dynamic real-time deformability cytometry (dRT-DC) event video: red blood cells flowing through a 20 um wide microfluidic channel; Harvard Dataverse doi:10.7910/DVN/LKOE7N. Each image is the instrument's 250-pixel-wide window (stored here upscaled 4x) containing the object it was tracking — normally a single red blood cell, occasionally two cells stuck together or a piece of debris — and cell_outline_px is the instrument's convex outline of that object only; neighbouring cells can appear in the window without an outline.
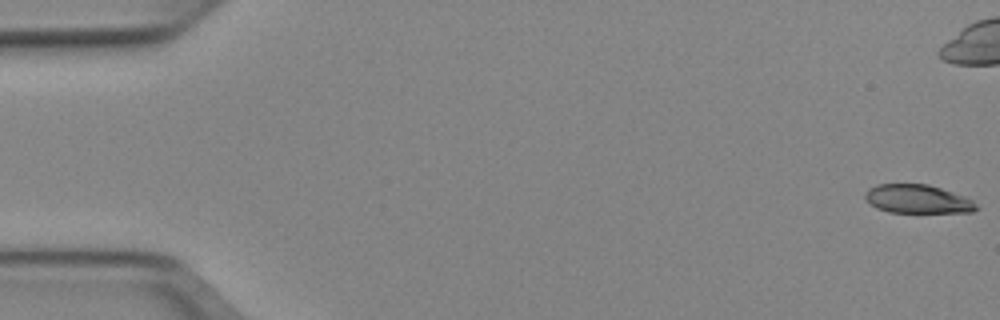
{"species": "Egyptian fruit bat (a non-hibernating species)", "species_latin": "Rousettus aegyptiacus", "temperature_condition": "cold", "stored_images_in_passage": 53, "camera_frame_rate_fps": 3000, "um_per_image_px": 0.085, "animal": {"sex": "female"}, "frame": {"image": 1, "passage_image": 1, "time_ms": 0.0, "image_size_px": [1000, 320], "cell_outline_px": [[980, 208], [972, 212], [888, 212], [876, 208], [864, 196], [868, 188], [876, 184], [928, 184], [964, 196], [972, 200]], "centroid_in_image_um": [78.0, 16.92], "position_along_channel_um": 7.0, "area_um2": 18.44}}
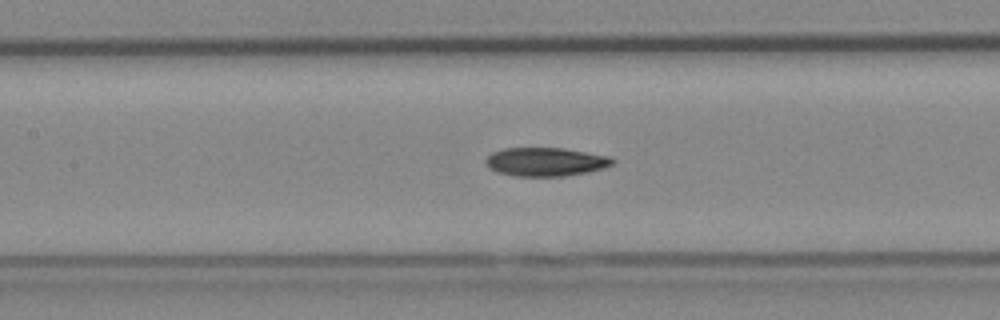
{"frame": {"image": 2, "passage_image": 24, "time_ms": 7.667, "image_size_px": [1000, 320], "cell_outline_px": [[616, 160], [612, 164], [604, 168], [588, 172], [564, 176], [512, 176], [496, 172], [488, 168], [484, 164], [484, 160], [492, 152], [504, 148], [564, 148], [608, 156]], "centroid_in_image_um": [46.33, 13.76], "position_along_channel_um": 161.1, "area_um2": 21.33}}
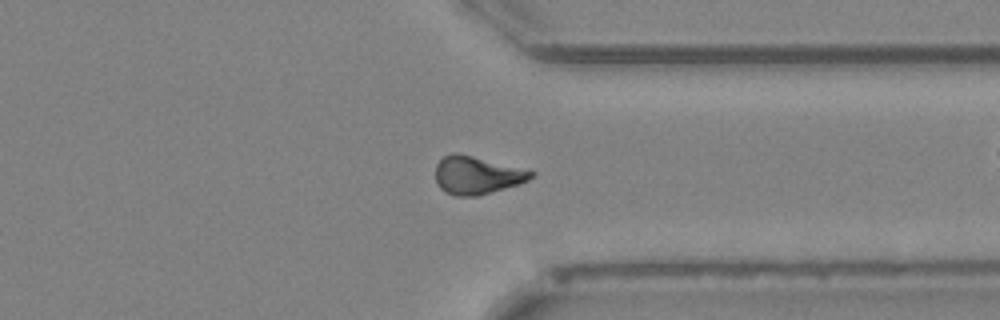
{"frame": {"image": 3, "passage_image": 40, "time_ms": 13.0, "image_size_px": [1000, 320], "cell_outline_px": [[536, 176], [520, 184], [476, 196], [456, 196], [444, 192], [440, 188], [436, 180], [436, 164], [444, 156], [452, 152], [456, 152], [536, 172]], "centroid_in_image_um": [40.53, 14.9], "position_along_channel_um": 370.9, "area_um2": 20.98}, "authors_computed_cell_mechanics": {"area_um2": 20.6924, "velocity_mm_per_s": 3.9436, "shape_relaxation_time_tau1_ms": 7.7966, "shape_relaxation_time_tau2_ms": null, "deformation_change_tau1": 0.1523, "deformation_change_tau2": null}}